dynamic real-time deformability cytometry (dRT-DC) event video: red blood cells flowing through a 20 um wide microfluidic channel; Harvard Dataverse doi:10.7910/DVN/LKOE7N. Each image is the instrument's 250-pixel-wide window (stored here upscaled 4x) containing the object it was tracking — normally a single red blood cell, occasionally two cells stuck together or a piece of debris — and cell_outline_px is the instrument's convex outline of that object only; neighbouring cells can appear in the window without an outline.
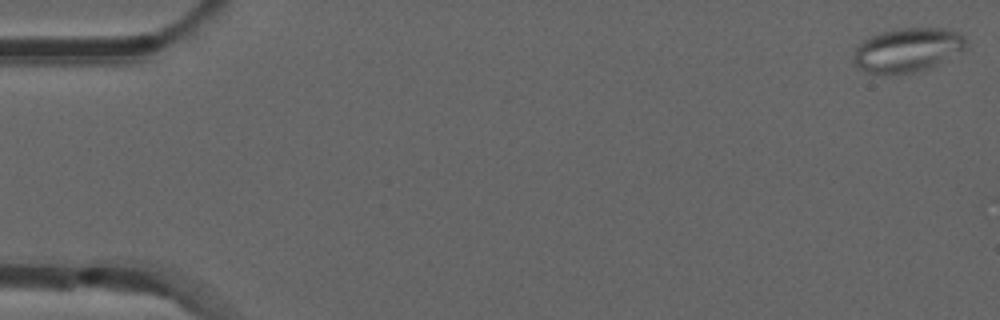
{"species": "common noctule bat (a hibernating species)", "species_latin": "Nyctalus noctula", "temperature_condition": "room temperature", "stored_images_in_passage": 29, "camera_frame_rate_fps": 3000, "um_per_image_px": 0.085, "animal": {"sex": "male", "forearm_length_mm": 52.5}, "frame": {"image": 1, "passage_image": 1, "time_ms": 0.0, "image_size_px": [1000, 320], "cell_outline_px": [[968, 48], [928, 68], [912, 72], [868, 72], [852, 64], [852, 60], [856, 48], [864, 40], [880, 32], [896, 28], [944, 28], [960, 32], [968, 40]], "centroid_in_image_um": [77.18, 4.2], "position_along_channel_um": 7.8, "area_um2": 28.61}}
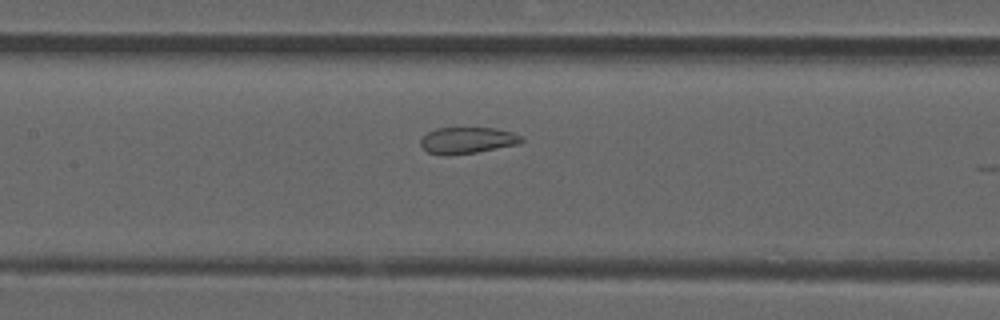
{"frame": {"image": 2, "passage_image": 25, "time_ms": 8.0, "image_size_px": [1000, 320], "cell_outline_px": [[524, 140], [520, 144], [476, 152], [428, 152], [420, 144], [420, 140], [428, 132], [436, 128], [496, 128], [512, 132], [520, 136]], "centroid_in_image_um": [39.8, 11.88], "position_along_channel_um": 167.6, "area_um2": 14.8}}
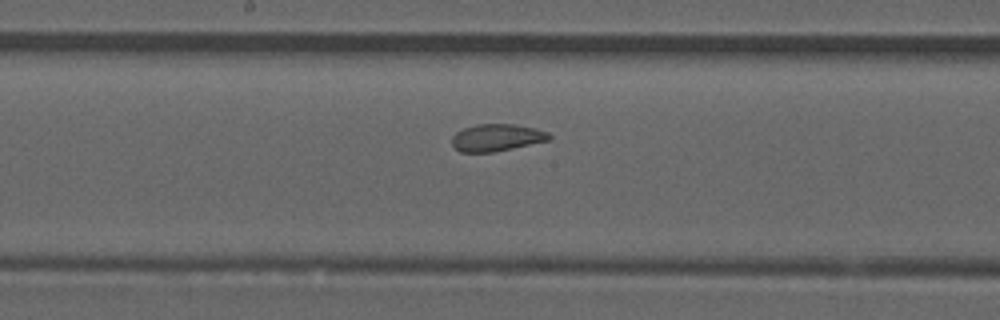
{"frame": {"image": 3, "passage_image": 28, "time_ms": 9.0, "image_size_px": [1000, 320], "cell_outline_px": [[552, 136], [548, 140], [496, 152], [460, 152], [452, 144], [452, 136], [456, 132], [464, 128], [476, 124], [516, 124], [548, 132]], "centroid_in_image_um": [42.2, 11.69], "position_along_channel_um": 206.0, "area_um2": 15.32}}